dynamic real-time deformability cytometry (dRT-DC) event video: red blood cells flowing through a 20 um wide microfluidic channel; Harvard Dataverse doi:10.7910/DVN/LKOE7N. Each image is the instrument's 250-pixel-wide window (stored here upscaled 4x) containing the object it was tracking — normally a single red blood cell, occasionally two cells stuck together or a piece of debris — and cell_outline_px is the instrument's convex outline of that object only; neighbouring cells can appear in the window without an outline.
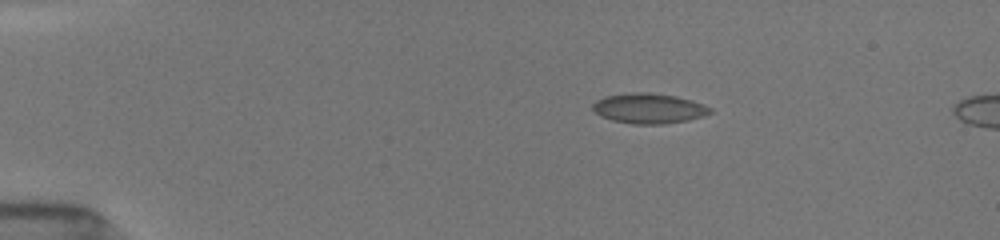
{"species": "common noctule bat (a hibernating species)", "species_latin": "Nyctalus noctula", "temperature_condition": "room temperature", "stored_images_in_passage": 12, "camera_frame_rate_fps": 3000, "um_per_image_px": 0.085, "animal": {"sex": "female", "body_mass_g": 19.5, "forearm_length_mm": 54.1}, "frame": {"image": 1, "passage_image": 9, "time_ms": 2.667, "image_size_px": [1000, 240], "cell_outline_px": [[712, 112], [704, 116], [688, 120], [664, 124], [632, 124], [612, 120], [600, 116], [592, 108], [592, 104], [596, 100], [604, 96], [632, 92], [648, 92], [676, 96], [692, 100], [704, 104], [712, 108]], "centroid_in_image_um": [55.16, 9.21], "position_along_channel_um": 29.8, "area_um2": 20.81}}